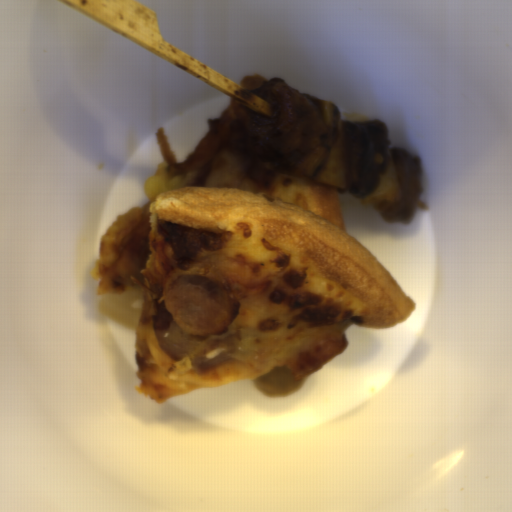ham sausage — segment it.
<instances>
[{"instance_id": "1", "label": "ham sausage", "mask_w": 512, "mask_h": 512, "mask_svg": "<svg viewBox=\"0 0 512 512\" xmlns=\"http://www.w3.org/2000/svg\"><path fill=\"white\" fill-rule=\"evenodd\" d=\"M162 302L179 327L210 337L225 333L240 309L239 300L221 284L190 273L173 281Z\"/></svg>"}]
</instances>
